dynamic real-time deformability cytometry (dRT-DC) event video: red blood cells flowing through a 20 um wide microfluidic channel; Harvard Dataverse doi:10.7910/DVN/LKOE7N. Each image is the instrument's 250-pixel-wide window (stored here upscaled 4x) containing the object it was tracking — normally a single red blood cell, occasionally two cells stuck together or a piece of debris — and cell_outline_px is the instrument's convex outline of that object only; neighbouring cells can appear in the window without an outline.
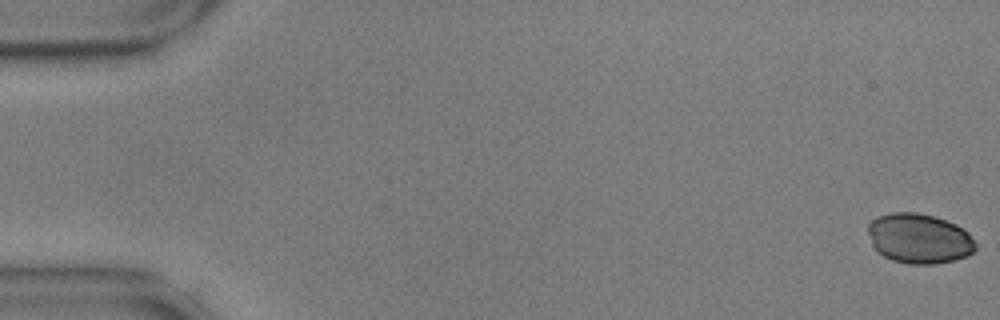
{"species": "common noctule bat (a hibernating species)", "species_latin": "Nyctalus noctula", "temperature_condition": "warm", "stored_images_in_passage": 57, "camera_frame_rate_fps": 3000, "um_per_image_px": 0.085, "animal": {"sex": "male", "body_mass_g": 17.9, "forearm_length_mm": 54.2}, "frame": {"image": 1, "passage_image": 1, "time_ms": 0.0, "image_size_px": [1000, 320], "cell_outline_px": [[976, 248], [968, 256], [952, 260], [932, 264], [908, 264], [892, 260], [876, 252], [872, 244], [868, 232], [868, 224], [876, 216], [892, 212], [916, 212], [932, 216], [956, 224], [964, 228], [968, 232], [976, 244]], "centroid_in_image_um": [78.11, 20.27], "position_along_channel_um": 6.9, "area_um2": 31.39}}
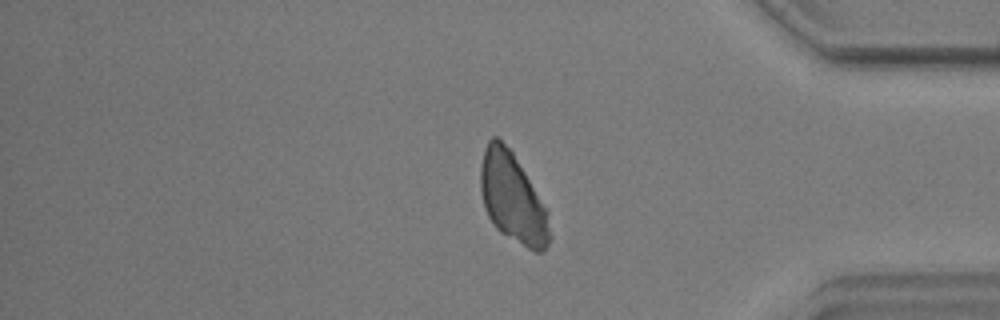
{"frame": {"image": 2, "passage_image": 48, "time_ms": 15.667, "image_size_px": [1000, 320], "cell_outline_px": [[552, 236], [548, 244], [540, 252], [536, 252], [528, 248], [500, 232], [496, 228], [488, 216], [484, 208], [480, 192], [480, 168], [484, 148], [488, 140], [492, 136], [496, 136], [512, 152], [548, 212]], "centroid_in_image_um": [43.55, 16.85], "position_along_channel_um": 391.6, "area_um2": 35.84}}
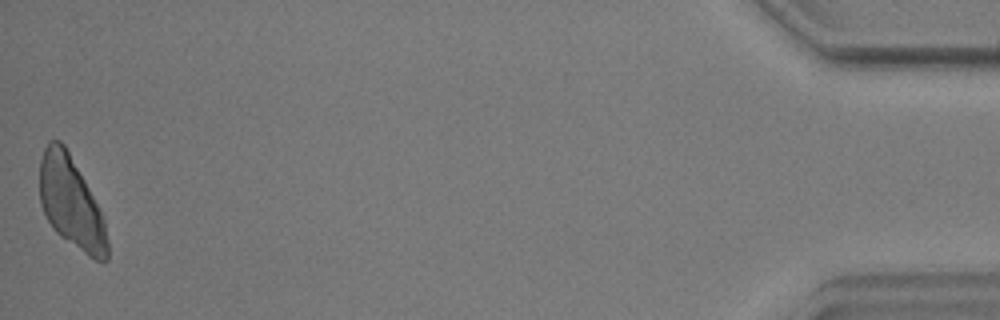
{"frame": {"image": 3, "passage_image": 57, "time_ms": 18.667, "image_size_px": [1000, 320], "cell_outline_px": [[108, 260], [96, 260], [88, 256], [60, 236], [52, 228], [40, 204], [40, 160], [44, 148], [48, 140], [60, 140], [64, 144], [104, 216], [108, 240]], "centroid_in_image_um": [6.04, 17.24], "position_along_channel_um": 429.2, "area_um2": 35.89}}